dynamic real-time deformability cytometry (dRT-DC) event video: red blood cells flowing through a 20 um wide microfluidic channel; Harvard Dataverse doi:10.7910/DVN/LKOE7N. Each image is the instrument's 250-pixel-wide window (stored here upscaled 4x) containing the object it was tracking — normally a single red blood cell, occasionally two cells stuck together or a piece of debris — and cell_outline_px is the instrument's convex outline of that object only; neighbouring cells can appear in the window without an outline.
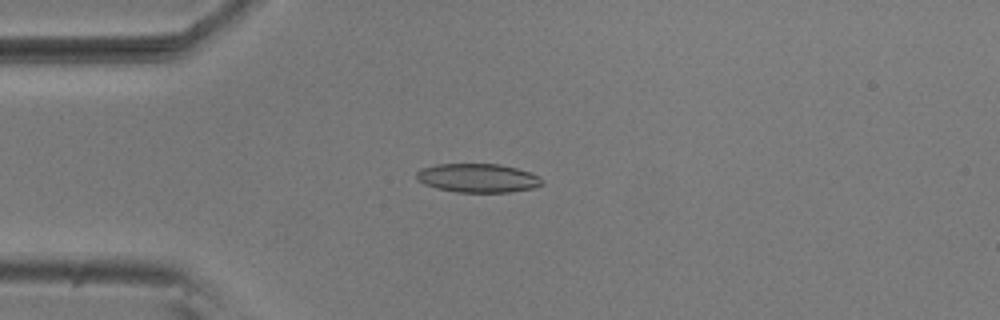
{"species": "common noctule bat (a hibernating species)", "species_latin": "Nyctalus noctula", "temperature_condition": "room temperature", "stored_images_in_passage": 54, "camera_frame_rate_fps": 3000, "um_per_image_px": 0.085, "animal": {"sex": "male", "body_mass_g": 20.5, "forearm_length_mm": 52.5}, "frame": {"image": 1, "passage_image": 14, "time_ms": 4.333, "image_size_px": [1000, 320], "cell_outline_px": [[544, 184], [532, 188], [508, 192], [456, 192], [436, 188], [424, 184], [416, 176], [416, 172], [420, 168], [436, 164], [500, 164], [516, 168], [540, 176], [544, 180]], "centroid_in_image_um": [40.62, 15.13], "position_along_channel_um": 44.4, "area_um2": 21.1}}
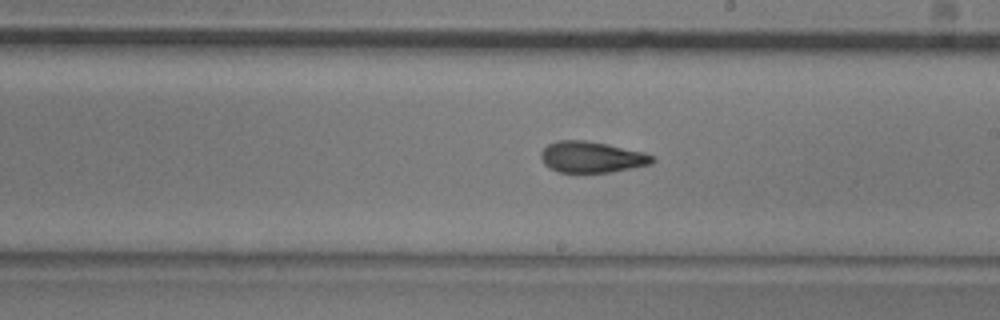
{"frame": {"image": 2, "passage_image": 31, "time_ms": 10.0, "image_size_px": [1000, 320], "cell_outline_px": [[656, 160], [652, 164], [612, 172], [560, 172], [548, 168], [540, 160], [540, 152], [548, 144], [560, 140], [584, 140], [608, 144], [644, 152], [652, 156]], "centroid_in_image_um": [50.28, 13.35], "position_along_channel_um": 238.7, "area_um2": 20.35}}
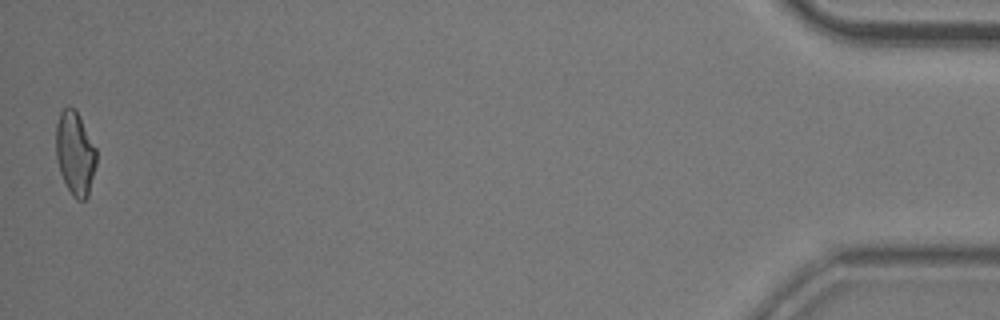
{"frame": {"image": 3, "passage_image": 54, "time_ms": 17.667, "image_size_px": [1000, 320], "cell_outline_px": [[96, 164], [88, 196], [84, 200], [76, 200], [72, 196], [60, 172], [56, 156], [56, 124], [60, 112], [64, 108], [76, 108], [96, 148]], "centroid_in_image_um": [6.38, 13.02], "position_along_channel_um": 428.8, "area_um2": 19.65}, "authors_computed_cell_mechanics": {"area_um2": 20.4034, "velocity_mm_per_s": 3.7193, "shape_relaxation_time_tau1_ms": 7.3255, "shape_relaxation_time_tau2_ms": 2.2397, "deformation_change_tau1": 0.1752, "deformation_change_tau2": 0.0898}}